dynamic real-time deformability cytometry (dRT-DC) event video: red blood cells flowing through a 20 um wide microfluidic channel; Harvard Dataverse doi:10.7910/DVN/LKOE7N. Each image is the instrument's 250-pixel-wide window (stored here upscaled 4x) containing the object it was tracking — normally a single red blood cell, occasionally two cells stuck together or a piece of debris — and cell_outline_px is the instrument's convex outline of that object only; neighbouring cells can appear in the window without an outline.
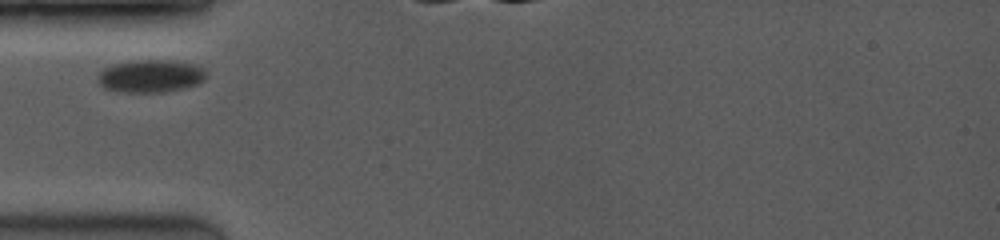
{"species": "common noctule bat (a hibernating species)", "species_latin": "Nyctalus noctula", "temperature_condition": "room temperature", "stored_images_in_passage": 22, "camera_frame_rate_fps": 3500, "um_per_image_px": 0.085, "animal": {"sex": "female", "body_mass_g": 19.0, "forearm_length_mm": 53.3}, "frame": {"image": 1, "passage_image": 3, "time_ms": 0.857, "image_size_px": [1000, 240], "cell_outline_px": [[204, 80], [200, 84], [184, 88], [164, 92], [120, 92], [104, 88], [100, 84], [96, 76], [104, 68], [112, 64], [132, 60], [168, 60], [196, 64], [204, 68]], "centroid_in_image_um": [12.79, 6.46], "position_along_channel_um": 72.2, "area_um2": 20.87}}
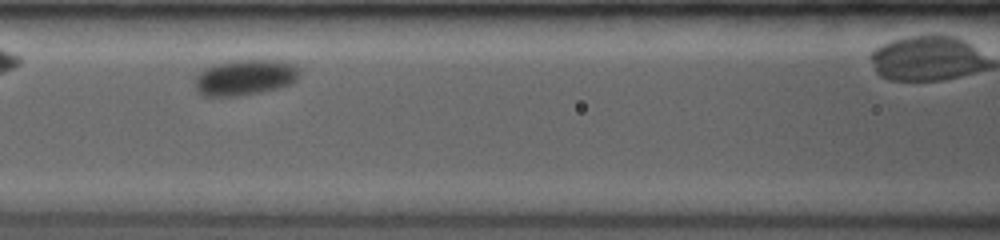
{"frame": {"image": 2, "passage_image": 7, "time_ms": 2.857, "image_size_px": [1000, 240], "cell_outline_px": [[300, 76], [292, 84], [260, 92], [240, 96], [204, 96], [196, 88], [196, 76], [204, 68], [216, 64], [232, 60], [280, 60], [296, 64], [300, 68]], "centroid_in_image_um": [20.89, 6.57], "position_along_channel_um": 145.7, "area_um2": 21.91}}
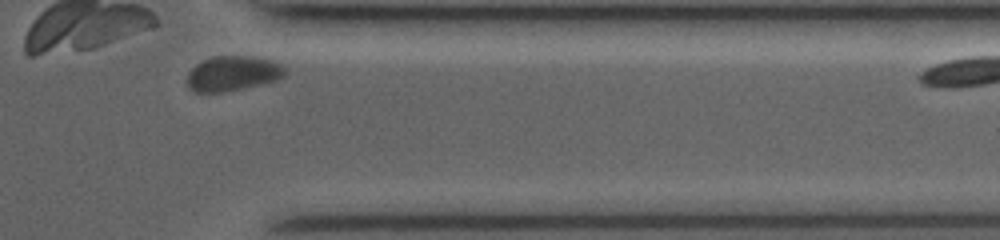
{"frame": {"image": 3, "passage_image": 21, "time_ms": 9.429, "image_size_px": [1000, 240], "cell_outline_px": [[288, 68], [284, 76], [276, 80], [244, 88], [224, 92], [192, 92], [188, 88], [188, 72], [196, 64], [204, 60], [216, 56], [244, 56], [268, 60], [280, 64]], "centroid_in_image_um": [19.77, 6.26], "position_along_channel_um": 391.6, "area_um2": 19.77}, "authors_computed_cell_mechanics": {"area_um2": 20.519, "velocity_mm_per_s": 3.7252, "shape_relaxation_time_tau1_ms": 1.4688, "shape_relaxation_time_tau2_ms": null, "deformation_change_tau1": 0.0404, "deformation_change_tau2": null}}